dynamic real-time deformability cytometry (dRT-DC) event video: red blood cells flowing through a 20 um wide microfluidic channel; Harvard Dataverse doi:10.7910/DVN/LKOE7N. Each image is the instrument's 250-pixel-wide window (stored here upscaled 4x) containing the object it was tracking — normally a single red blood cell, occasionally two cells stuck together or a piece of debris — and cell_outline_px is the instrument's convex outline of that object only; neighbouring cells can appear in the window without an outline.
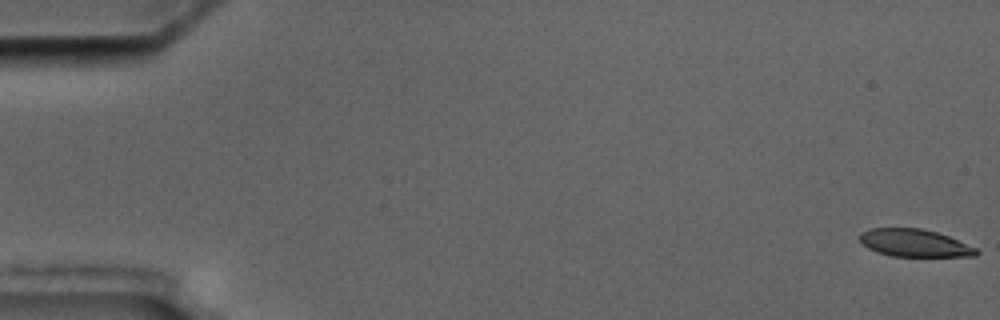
{"species": "common noctule bat (a hibernating species)", "species_latin": "Nyctalus noctula", "temperature_condition": "cold", "stored_images_in_passage": 6, "camera_frame_rate_fps": 3000, "um_per_image_px": 0.085, "animal": {"sex": "male", "body_mass_g": 17.5, "forearm_length_mm": 52.3}, "frame": {"image": 1, "passage_image": 1, "time_ms": 0.0, "image_size_px": [1000, 320], "cell_outline_px": [[980, 252], [976, 256], [892, 256], [876, 252], [868, 248], [860, 240], [860, 232], [868, 228], [920, 228], [936, 232], [948, 236], [976, 248]], "centroid_in_image_um": [77.71, 20.65], "position_along_channel_um": 7.3, "area_um2": 18.61}}
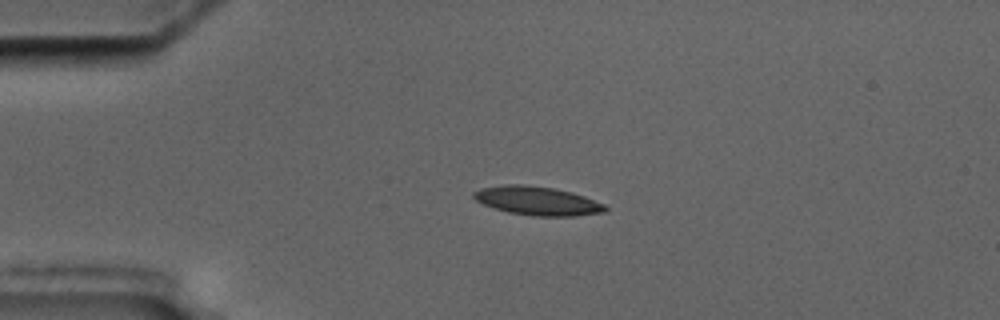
{"frame": {"image": 2, "passage_image": 5, "time_ms": 4.333, "image_size_px": [1000, 320], "cell_outline_px": [[608, 208], [604, 212], [576, 216], [532, 216], [508, 212], [484, 204], [476, 200], [472, 196], [472, 192], [480, 188], [504, 184], [524, 184], [552, 188], [572, 192], [584, 196], [604, 204]], "centroid_in_image_um": [45.66, 17.07], "position_along_channel_um": 39.3, "area_um2": 22.02}}